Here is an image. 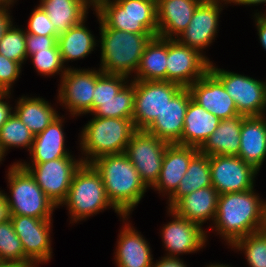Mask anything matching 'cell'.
I'll return each mask as SVG.
<instances>
[{
  "label": "cell",
  "mask_w": 266,
  "mask_h": 267,
  "mask_svg": "<svg viewBox=\"0 0 266 267\" xmlns=\"http://www.w3.org/2000/svg\"><path fill=\"white\" fill-rule=\"evenodd\" d=\"M90 164L100 174L109 202L122 216H130L150 188L127 155H104Z\"/></svg>",
  "instance_id": "obj_1"
},
{
  "label": "cell",
  "mask_w": 266,
  "mask_h": 267,
  "mask_svg": "<svg viewBox=\"0 0 266 267\" xmlns=\"http://www.w3.org/2000/svg\"><path fill=\"white\" fill-rule=\"evenodd\" d=\"M254 188L218 197L217 213L213 222L216 234L228 246L260 229L263 199Z\"/></svg>",
  "instance_id": "obj_2"
},
{
  "label": "cell",
  "mask_w": 266,
  "mask_h": 267,
  "mask_svg": "<svg viewBox=\"0 0 266 267\" xmlns=\"http://www.w3.org/2000/svg\"><path fill=\"white\" fill-rule=\"evenodd\" d=\"M100 70L106 74H120L132 78L141 61L151 33H131L105 27L99 19Z\"/></svg>",
  "instance_id": "obj_3"
},
{
  "label": "cell",
  "mask_w": 266,
  "mask_h": 267,
  "mask_svg": "<svg viewBox=\"0 0 266 267\" xmlns=\"http://www.w3.org/2000/svg\"><path fill=\"white\" fill-rule=\"evenodd\" d=\"M136 131L132 119L94 116L79 134L82 152L80 158L84 164H90L104 155L125 153L127 144Z\"/></svg>",
  "instance_id": "obj_4"
},
{
  "label": "cell",
  "mask_w": 266,
  "mask_h": 267,
  "mask_svg": "<svg viewBox=\"0 0 266 267\" xmlns=\"http://www.w3.org/2000/svg\"><path fill=\"white\" fill-rule=\"evenodd\" d=\"M93 10L107 28L158 35L154 0H94Z\"/></svg>",
  "instance_id": "obj_5"
},
{
  "label": "cell",
  "mask_w": 266,
  "mask_h": 267,
  "mask_svg": "<svg viewBox=\"0 0 266 267\" xmlns=\"http://www.w3.org/2000/svg\"><path fill=\"white\" fill-rule=\"evenodd\" d=\"M63 205L69 210L70 223L73 224L85 221L107 208H112L122 217L109 202L102 178L91 164L83 163L75 172L67 197L60 206Z\"/></svg>",
  "instance_id": "obj_6"
},
{
  "label": "cell",
  "mask_w": 266,
  "mask_h": 267,
  "mask_svg": "<svg viewBox=\"0 0 266 267\" xmlns=\"http://www.w3.org/2000/svg\"><path fill=\"white\" fill-rule=\"evenodd\" d=\"M6 174L9 193L4 194L9 215H24L39 219H53L56 205L38 186L30 172L14 162Z\"/></svg>",
  "instance_id": "obj_7"
},
{
  "label": "cell",
  "mask_w": 266,
  "mask_h": 267,
  "mask_svg": "<svg viewBox=\"0 0 266 267\" xmlns=\"http://www.w3.org/2000/svg\"><path fill=\"white\" fill-rule=\"evenodd\" d=\"M212 61L209 71L233 99L237 112L245 117L266 115V82L218 68Z\"/></svg>",
  "instance_id": "obj_8"
},
{
  "label": "cell",
  "mask_w": 266,
  "mask_h": 267,
  "mask_svg": "<svg viewBox=\"0 0 266 267\" xmlns=\"http://www.w3.org/2000/svg\"><path fill=\"white\" fill-rule=\"evenodd\" d=\"M79 157L67 156L45 163H28L24 160L17 163L30 172L46 196L59 208L67 197L75 172L83 164Z\"/></svg>",
  "instance_id": "obj_9"
},
{
  "label": "cell",
  "mask_w": 266,
  "mask_h": 267,
  "mask_svg": "<svg viewBox=\"0 0 266 267\" xmlns=\"http://www.w3.org/2000/svg\"><path fill=\"white\" fill-rule=\"evenodd\" d=\"M97 81L95 68L79 69L68 66L58 84L57 99L60 106L74 118L93 113V98Z\"/></svg>",
  "instance_id": "obj_10"
},
{
  "label": "cell",
  "mask_w": 266,
  "mask_h": 267,
  "mask_svg": "<svg viewBox=\"0 0 266 267\" xmlns=\"http://www.w3.org/2000/svg\"><path fill=\"white\" fill-rule=\"evenodd\" d=\"M182 88L168 81L134 80L135 102L132 121L136 130H146Z\"/></svg>",
  "instance_id": "obj_11"
},
{
  "label": "cell",
  "mask_w": 266,
  "mask_h": 267,
  "mask_svg": "<svg viewBox=\"0 0 266 267\" xmlns=\"http://www.w3.org/2000/svg\"><path fill=\"white\" fill-rule=\"evenodd\" d=\"M168 144L145 130H137L127 144L125 154L148 188L152 187L159 178Z\"/></svg>",
  "instance_id": "obj_12"
},
{
  "label": "cell",
  "mask_w": 266,
  "mask_h": 267,
  "mask_svg": "<svg viewBox=\"0 0 266 267\" xmlns=\"http://www.w3.org/2000/svg\"><path fill=\"white\" fill-rule=\"evenodd\" d=\"M227 5V0H202L196 7L188 27L177 40L185 46L198 50L210 61L203 51L215 41L219 32V17Z\"/></svg>",
  "instance_id": "obj_13"
},
{
  "label": "cell",
  "mask_w": 266,
  "mask_h": 267,
  "mask_svg": "<svg viewBox=\"0 0 266 267\" xmlns=\"http://www.w3.org/2000/svg\"><path fill=\"white\" fill-rule=\"evenodd\" d=\"M212 186L218 194L247 191L255 186L259 171L239 156L214 155L210 157Z\"/></svg>",
  "instance_id": "obj_14"
},
{
  "label": "cell",
  "mask_w": 266,
  "mask_h": 267,
  "mask_svg": "<svg viewBox=\"0 0 266 267\" xmlns=\"http://www.w3.org/2000/svg\"><path fill=\"white\" fill-rule=\"evenodd\" d=\"M210 61L177 39H167L166 81L188 88L209 71Z\"/></svg>",
  "instance_id": "obj_15"
},
{
  "label": "cell",
  "mask_w": 266,
  "mask_h": 267,
  "mask_svg": "<svg viewBox=\"0 0 266 267\" xmlns=\"http://www.w3.org/2000/svg\"><path fill=\"white\" fill-rule=\"evenodd\" d=\"M19 237L24 254L38 267L52 258V219H39L24 215H9Z\"/></svg>",
  "instance_id": "obj_16"
},
{
  "label": "cell",
  "mask_w": 266,
  "mask_h": 267,
  "mask_svg": "<svg viewBox=\"0 0 266 267\" xmlns=\"http://www.w3.org/2000/svg\"><path fill=\"white\" fill-rule=\"evenodd\" d=\"M167 212V215L172 216V220L160 231L162 243L167 251L166 257L179 258L180 254L197 253L206 246L207 231L200 225L179 216L170 208H167Z\"/></svg>",
  "instance_id": "obj_17"
},
{
  "label": "cell",
  "mask_w": 266,
  "mask_h": 267,
  "mask_svg": "<svg viewBox=\"0 0 266 267\" xmlns=\"http://www.w3.org/2000/svg\"><path fill=\"white\" fill-rule=\"evenodd\" d=\"M192 100L220 120L239 115L222 83L208 71L188 87Z\"/></svg>",
  "instance_id": "obj_18"
},
{
  "label": "cell",
  "mask_w": 266,
  "mask_h": 267,
  "mask_svg": "<svg viewBox=\"0 0 266 267\" xmlns=\"http://www.w3.org/2000/svg\"><path fill=\"white\" fill-rule=\"evenodd\" d=\"M122 216L124 226L118 233L114 262L117 267H152L153 255L148 241L128 220Z\"/></svg>",
  "instance_id": "obj_19"
},
{
  "label": "cell",
  "mask_w": 266,
  "mask_h": 267,
  "mask_svg": "<svg viewBox=\"0 0 266 267\" xmlns=\"http://www.w3.org/2000/svg\"><path fill=\"white\" fill-rule=\"evenodd\" d=\"M199 152L198 148L168 144L163 156L162 168L157 182L151 189L169 199L177 190L179 182L185 175L191 159Z\"/></svg>",
  "instance_id": "obj_20"
},
{
  "label": "cell",
  "mask_w": 266,
  "mask_h": 267,
  "mask_svg": "<svg viewBox=\"0 0 266 267\" xmlns=\"http://www.w3.org/2000/svg\"><path fill=\"white\" fill-rule=\"evenodd\" d=\"M191 99L189 89L182 88L145 131L169 144H181L185 113Z\"/></svg>",
  "instance_id": "obj_21"
},
{
  "label": "cell",
  "mask_w": 266,
  "mask_h": 267,
  "mask_svg": "<svg viewBox=\"0 0 266 267\" xmlns=\"http://www.w3.org/2000/svg\"><path fill=\"white\" fill-rule=\"evenodd\" d=\"M202 0H158L157 27L161 38L177 39L188 27Z\"/></svg>",
  "instance_id": "obj_22"
},
{
  "label": "cell",
  "mask_w": 266,
  "mask_h": 267,
  "mask_svg": "<svg viewBox=\"0 0 266 267\" xmlns=\"http://www.w3.org/2000/svg\"><path fill=\"white\" fill-rule=\"evenodd\" d=\"M219 194L213 186L200 188L181 197L170 209L181 217L200 225L208 220L213 224Z\"/></svg>",
  "instance_id": "obj_23"
},
{
  "label": "cell",
  "mask_w": 266,
  "mask_h": 267,
  "mask_svg": "<svg viewBox=\"0 0 266 267\" xmlns=\"http://www.w3.org/2000/svg\"><path fill=\"white\" fill-rule=\"evenodd\" d=\"M238 156L260 171L266 159V116L244 117Z\"/></svg>",
  "instance_id": "obj_24"
},
{
  "label": "cell",
  "mask_w": 266,
  "mask_h": 267,
  "mask_svg": "<svg viewBox=\"0 0 266 267\" xmlns=\"http://www.w3.org/2000/svg\"><path fill=\"white\" fill-rule=\"evenodd\" d=\"M64 121V116L59 115L44 131L34 136L29 151L31 156L29 163H45L50 160L73 156L65 146Z\"/></svg>",
  "instance_id": "obj_25"
},
{
  "label": "cell",
  "mask_w": 266,
  "mask_h": 267,
  "mask_svg": "<svg viewBox=\"0 0 266 267\" xmlns=\"http://www.w3.org/2000/svg\"><path fill=\"white\" fill-rule=\"evenodd\" d=\"M219 122L218 117L191 99L185 113L181 145L200 149L216 130Z\"/></svg>",
  "instance_id": "obj_26"
},
{
  "label": "cell",
  "mask_w": 266,
  "mask_h": 267,
  "mask_svg": "<svg viewBox=\"0 0 266 267\" xmlns=\"http://www.w3.org/2000/svg\"><path fill=\"white\" fill-rule=\"evenodd\" d=\"M38 5L47 13L59 36L87 17L94 0H40Z\"/></svg>",
  "instance_id": "obj_27"
},
{
  "label": "cell",
  "mask_w": 266,
  "mask_h": 267,
  "mask_svg": "<svg viewBox=\"0 0 266 267\" xmlns=\"http://www.w3.org/2000/svg\"><path fill=\"white\" fill-rule=\"evenodd\" d=\"M244 115H236L220 120L218 127L206 140L199 151L207 156H238L240 149V132Z\"/></svg>",
  "instance_id": "obj_28"
},
{
  "label": "cell",
  "mask_w": 266,
  "mask_h": 267,
  "mask_svg": "<svg viewBox=\"0 0 266 267\" xmlns=\"http://www.w3.org/2000/svg\"><path fill=\"white\" fill-rule=\"evenodd\" d=\"M17 99L14 112L34 136L44 131L60 115L45 98L23 95Z\"/></svg>",
  "instance_id": "obj_29"
},
{
  "label": "cell",
  "mask_w": 266,
  "mask_h": 267,
  "mask_svg": "<svg viewBox=\"0 0 266 267\" xmlns=\"http://www.w3.org/2000/svg\"><path fill=\"white\" fill-rule=\"evenodd\" d=\"M88 16L77 25L72 26L66 33L58 36V46L60 49L63 64L79 59H85L98 46L94 34L86 27L85 22Z\"/></svg>",
  "instance_id": "obj_30"
},
{
  "label": "cell",
  "mask_w": 266,
  "mask_h": 267,
  "mask_svg": "<svg viewBox=\"0 0 266 267\" xmlns=\"http://www.w3.org/2000/svg\"><path fill=\"white\" fill-rule=\"evenodd\" d=\"M166 68L167 39L154 36L147 44L131 80L166 81Z\"/></svg>",
  "instance_id": "obj_31"
},
{
  "label": "cell",
  "mask_w": 266,
  "mask_h": 267,
  "mask_svg": "<svg viewBox=\"0 0 266 267\" xmlns=\"http://www.w3.org/2000/svg\"><path fill=\"white\" fill-rule=\"evenodd\" d=\"M212 186L210 157L200 151L191 159L188 169L179 182L176 192L168 199V207L171 208L181 197L200 188Z\"/></svg>",
  "instance_id": "obj_32"
},
{
  "label": "cell",
  "mask_w": 266,
  "mask_h": 267,
  "mask_svg": "<svg viewBox=\"0 0 266 267\" xmlns=\"http://www.w3.org/2000/svg\"><path fill=\"white\" fill-rule=\"evenodd\" d=\"M134 80H130L114 98L98 101V108L91 114L102 118L132 119L134 112Z\"/></svg>",
  "instance_id": "obj_33"
},
{
  "label": "cell",
  "mask_w": 266,
  "mask_h": 267,
  "mask_svg": "<svg viewBox=\"0 0 266 267\" xmlns=\"http://www.w3.org/2000/svg\"><path fill=\"white\" fill-rule=\"evenodd\" d=\"M0 262L21 267H37L24 254L23 245L14 231L10 218L0 223Z\"/></svg>",
  "instance_id": "obj_34"
},
{
  "label": "cell",
  "mask_w": 266,
  "mask_h": 267,
  "mask_svg": "<svg viewBox=\"0 0 266 267\" xmlns=\"http://www.w3.org/2000/svg\"><path fill=\"white\" fill-rule=\"evenodd\" d=\"M34 140V135L22 123L19 117L13 114L7 119L0 128V152L5 157L7 151L12 147L26 148L29 152Z\"/></svg>",
  "instance_id": "obj_35"
},
{
  "label": "cell",
  "mask_w": 266,
  "mask_h": 267,
  "mask_svg": "<svg viewBox=\"0 0 266 267\" xmlns=\"http://www.w3.org/2000/svg\"><path fill=\"white\" fill-rule=\"evenodd\" d=\"M230 247L244 253L249 267H266V233L253 232L236 240Z\"/></svg>",
  "instance_id": "obj_36"
},
{
  "label": "cell",
  "mask_w": 266,
  "mask_h": 267,
  "mask_svg": "<svg viewBox=\"0 0 266 267\" xmlns=\"http://www.w3.org/2000/svg\"><path fill=\"white\" fill-rule=\"evenodd\" d=\"M25 40L24 28L12 24L0 41V54L22 66L27 61Z\"/></svg>",
  "instance_id": "obj_37"
},
{
  "label": "cell",
  "mask_w": 266,
  "mask_h": 267,
  "mask_svg": "<svg viewBox=\"0 0 266 267\" xmlns=\"http://www.w3.org/2000/svg\"><path fill=\"white\" fill-rule=\"evenodd\" d=\"M130 82V78L120 74H106L97 69V81L93 98V112L98 108V101H108Z\"/></svg>",
  "instance_id": "obj_38"
},
{
  "label": "cell",
  "mask_w": 266,
  "mask_h": 267,
  "mask_svg": "<svg viewBox=\"0 0 266 267\" xmlns=\"http://www.w3.org/2000/svg\"><path fill=\"white\" fill-rule=\"evenodd\" d=\"M29 58L36 72L41 76L49 77L59 74L61 79L68 68L63 64L59 48L37 51Z\"/></svg>",
  "instance_id": "obj_39"
},
{
  "label": "cell",
  "mask_w": 266,
  "mask_h": 267,
  "mask_svg": "<svg viewBox=\"0 0 266 267\" xmlns=\"http://www.w3.org/2000/svg\"><path fill=\"white\" fill-rule=\"evenodd\" d=\"M28 20L26 33L40 36H57L54 24L39 5L35 6Z\"/></svg>",
  "instance_id": "obj_40"
},
{
  "label": "cell",
  "mask_w": 266,
  "mask_h": 267,
  "mask_svg": "<svg viewBox=\"0 0 266 267\" xmlns=\"http://www.w3.org/2000/svg\"><path fill=\"white\" fill-rule=\"evenodd\" d=\"M22 67L18 62L0 54V92H11L15 81L21 75Z\"/></svg>",
  "instance_id": "obj_41"
},
{
  "label": "cell",
  "mask_w": 266,
  "mask_h": 267,
  "mask_svg": "<svg viewBox=\"0 0 266 267\" xmlns=\"http://www.w3.org/2000/svg\"><path fill=\"white\" fill-rule=\"evenodd\" d=\"M58 36H40L26 33V54L27 59L37 51L59 48Z\"/></svg>",
  "instance_id": "obj_42"
},
{
  "label": "cell",
  "mask_w": 266,
  "mask_h": 267,
  "mask_svg": "<svg viewBox=\"0 0 266 267\" xmlns=\"http://www.w3.org/2000/svg\"><path fill=\"white\" fill-rule=\"evenodd\" d=\"M11 95V92H0V128L14 112V107L10 105L9 100Z\"/></svg>",
  "instance_id": "obj_43"
},
{
  "label": "cell",
  "mask_w": 266,
  "mask_h": 267,
  "mask_svg": "<svg viewBox=\"0 0 266 267\" xmlns=\"http://www.w3.org/2000/svg\"><path fill=\"white\" fill-rule=\"evenodd\" d=\"M253 18L259 36L258 39L263 49H265L264 51H266V14H263L262 11H258V13L256 11Z\"/></svg>",
  "instance_id": "obj_44"
},
{
  "label": "cell",
  "mask_w": 266,
  "mask_h": 267,
  "mask_svg": "<svg viewBox=\"0 0 266 267\" xmlns=\"http://www.w3.org/2000/svg\"><path fill=\"white\" fill-rule=\"evenodd\" d=\"M13 16H11L10 7H0V41L3 35L13 24Z\"/></svg>",
  "instance_id": "obj_45"
},
{
  "label": "cell",
  "mask_w": 266,
  "mask_h": 267,
  "mask_svg": "<svg viewBox=\"0 0 266 267\" xmlns=\"http://www.w3.org/2000/svg\"><path fill=\"white\" fill-rule=\"evenodd\" d=\"M152 267H187V264L180 258L164 256L153 262Z\"/></svg>",
  "instance_id": "obj_46"
},
{
  "label": "cell",
  "mask_w": 266,
  "mask_h": 267,
  "mask_svg": "<svg viewBox=\"0 0 266 267\" xmlns=\"http://www.w3.org/2000/svg\"><path fill=\"white\" fill-rule=\"evenodd\" d=\"M4 192L0 190V223L9 219V211L6 201L4 199Z\"/></svg>",
  "instance_id": "obj_47"
},
{
  "label": "cell",
  "mask_w": 266,
  "mask_h": 267,
  "mask_svg": "<svg viewBox=\"0 0 266 267\" xmlns=\"http://www.w3.org/2000/svg\"><path fill=\"white\" fill-rule=\"evenodd\" d=\"M228 4H236V5H245V6H258L260 4H264L266 3V0H227ZM263 14H266V12L264 11Z\"/></svg>",
  "instance_id": "obj_48"
},
{
  "label": "cell",
  "mask_w": 266,
  "mask_h": 267,
  "mask_svg": "<svg viewBox=\"0 0 266 267\" xmlns=\"http://www.w3.org/2000/svg\"><path fill=\"white\" fill-rule=\"evenodd\" d=\"M259 231H261L262 233H266V200L263 201L262 204V218Z\"/></svg>",
  "instance_id": "obj_49"
},
{
  "label": "cell",
  "mask_w": 266,
  "mask_h": 267,
  "mask_svg": "<svg viewBox=\"0 0 266 267\" xmlns=\"http://www.w3.org/2000/svg\"><path fill=\"white\" fill-rule=\"evenodd\" d=\"M17 0H0V7H11Z\"/></svg>",
  "instance_id": "obj_50"
},
{
  "label": "cell",
  "mask_w": 266,
  "mask_h": 267,
  "mask_svg": "<svg viewBox=\"0 0 266 267\" xmlns=\"http://www.w3.org/2000/svg\"><path fill=\"white\" fill-rule=\"evenodd\" d=\"M205 267H232V266H229V265H226V264H219V263H211L209 265H206Z\"/></svg>",
  "instance_id": "obj_51"
},
{
  "label": "cell",
  "mask_w": 266,
  "mask_h": 267,
  "mask_svg": "<svg viewBox=\"0 0 266 267\" xmlns=\"http://www.w3.org/2000/svg\"><path fill=\"white\" fill-rule=\"evenodd\" d=\"M0 267H21V266L11 263L0 262Z\"/></svg>",
  "instance_id": "obj_52"
},
{
  "label": "cell",
  "mask_w": 266,
  "mask_h": 267,
  "mask_svg": "<svg viewBox=\"0 0 266 267\" xmlns=\"http://www.w3.org/2000/svg\"><path fill=\"white\" fill-rule=\"evenodd\" d=\"M5 160V158H4V156L1 154V152H0V164L2 163V161H4Z\"/></svg>",
  "instance_id": "obj_53"
}]
</instances>
